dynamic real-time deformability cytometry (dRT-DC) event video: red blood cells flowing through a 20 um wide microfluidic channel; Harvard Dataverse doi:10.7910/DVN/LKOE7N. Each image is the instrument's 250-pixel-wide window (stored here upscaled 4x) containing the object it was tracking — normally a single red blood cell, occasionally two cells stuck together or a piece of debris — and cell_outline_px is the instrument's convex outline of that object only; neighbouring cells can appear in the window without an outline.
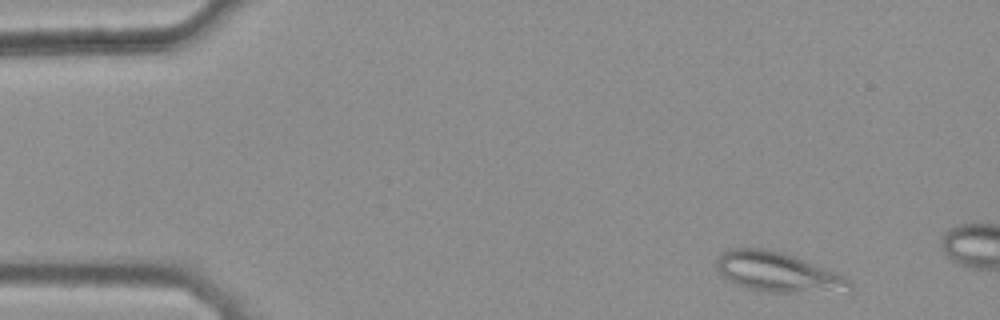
{"species": "common noctule bat (a hibernating species)", "species_latin": "Nyctalus noctula", "temperature_condition": "warm", "stored_images_in_passage": 7, "camera_frame_rate_fps": 3000, "um_per_image_px": 0.085, "animal": {"sex": "female", "body_mass_g": 25.1}, "frame": {"image": 1, "passage_image": 1, "time_ms": 0.0, "image_size_px": [1000, 320], "cell_outline_px": [[852, 288], [792, 292], [764, 292], [744, 288], [736, 284], [724, 276], [716, 268], [716, 260], [720, 252], [728, 248], [768, 248], [796, 256], [836, 272], [852, 280]], "centroid_in_image_um": [66.02, 23.09], "position_along_channel_um": 19.0, "area_um2": 30.52}}